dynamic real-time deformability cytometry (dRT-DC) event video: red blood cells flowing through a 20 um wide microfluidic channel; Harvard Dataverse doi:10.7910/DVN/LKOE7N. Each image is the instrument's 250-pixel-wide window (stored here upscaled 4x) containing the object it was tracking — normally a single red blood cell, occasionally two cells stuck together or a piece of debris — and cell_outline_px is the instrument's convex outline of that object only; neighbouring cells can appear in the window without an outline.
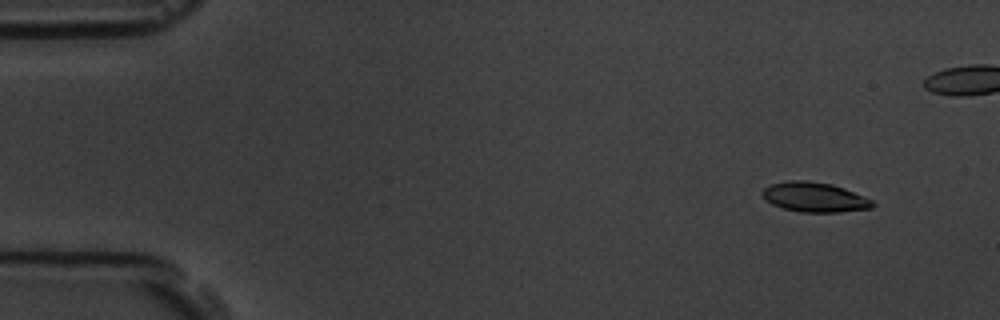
{"species": "common noctule bat (a hibernating species)", "species_latin": "Nyctalus noctula", "temperature_condition": "room temperature", "stored_images_in_passage": 6, "camera_frame_rate_fps": 3000, "um_per_image_px": 0.085, "animal": {"sex": "male", "body_mass_g": 19.5, "forearm_length_mm": 54.6}, "frame": {"image": 1, "passage_image": 2, "time_ms": 1.0, "image_size_px": [1000, 320], "cell_outline_px": [[876, 204], [872, 208], [836, 212], [800, 212], [784, 208], [772, 204], [764, 200], [760, 192], [764, 188], [772, 184], [788, 180], [808, 180], [832, 184], [844, 188], [864, 196], [872, 200]], "centroid_in_image_um": [69.22, 16.75], "position_along_channel_um": 15.8, "area_um2": 19.19}}